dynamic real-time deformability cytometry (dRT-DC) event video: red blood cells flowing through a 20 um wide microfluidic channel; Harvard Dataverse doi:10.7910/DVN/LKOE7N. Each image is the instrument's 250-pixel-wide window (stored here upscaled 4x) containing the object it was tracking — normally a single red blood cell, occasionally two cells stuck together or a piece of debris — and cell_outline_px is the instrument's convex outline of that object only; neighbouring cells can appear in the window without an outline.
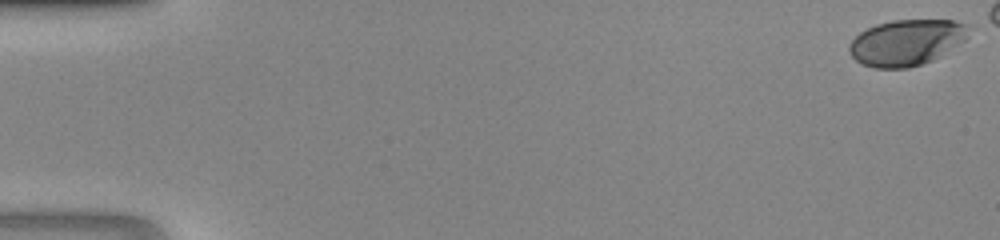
{"species": "human", "species_latin": "Homo sapiens", "temperature_condition": "room temperature", "stored_images_in_passage": 42, "camera_frame_rate_fps": 3000, "um_per_image_px": 0.085, "donor": {"sex": "male"}, "frame": {"image": 1, "passage_image": 1, "time_ms": 0.0, "image_size_px": [1000, 240], "cell_outline_px": [[968, 24], [964, 40], [932, 60], [908, 68], [876, 68], [864, 64], [856, 60], [848, 52], [848, 44], [860, 32], [876, 24], [892, 20], [952, 20]], "centroid_in_image_um": [76.99, 3.6], "position_along_channel_um": 8.0, "area_um2": 31.56}}
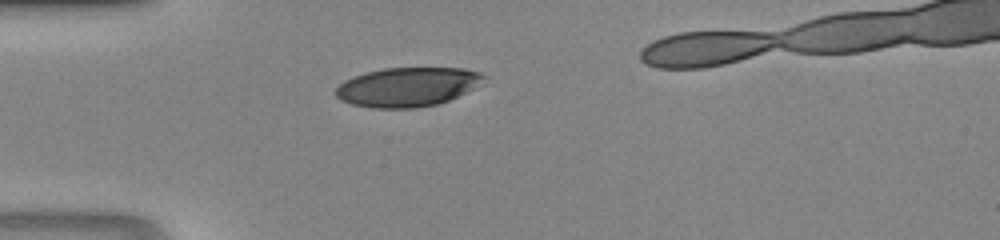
{"frame": {"image": 2, "passage_image": 15, "time_ms": 4.667, "image_size_px": [1000, 240], "cell_outline_px": [[484, 76], [472, 88], [448, 100], [436, 104], [416, 108], [372, 108], [352, 104], [340, 100], [336, 96], [336, 88], [344, 80], [368, 72], [384, 68], [464, 68], [480, 72]], "centroid_in_image_um": [34.57, 7.39], "position_along_channel_um": 50.4, "area_um2": 33.23}}
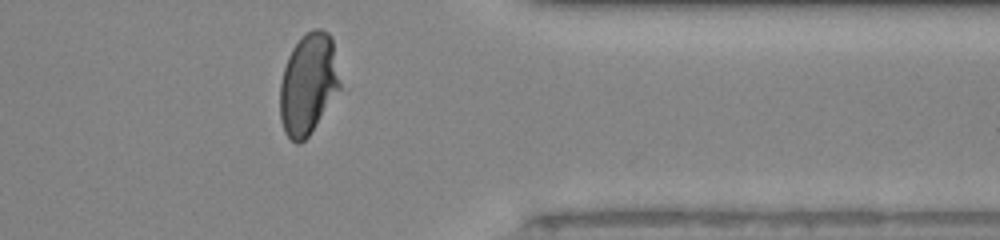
{"frame": {"image": 3, "passage_image": 39, "time_ms": 12.667, "image_size_px": [1000, 240], "cell_outline_px": [[340, 88], [308, 136], [300, 144], [296, 144], [284, 132], [280, 120], [280, 84], [284, 68], [288, 56], [292, 48], [312, 28], [320, 28], [328, 32], [332, 36], [340, 84]], "centroid_in_image_um": [26.18, 7.13], "position_along_channel_um": 385.2, "area_um2": 34.97}}